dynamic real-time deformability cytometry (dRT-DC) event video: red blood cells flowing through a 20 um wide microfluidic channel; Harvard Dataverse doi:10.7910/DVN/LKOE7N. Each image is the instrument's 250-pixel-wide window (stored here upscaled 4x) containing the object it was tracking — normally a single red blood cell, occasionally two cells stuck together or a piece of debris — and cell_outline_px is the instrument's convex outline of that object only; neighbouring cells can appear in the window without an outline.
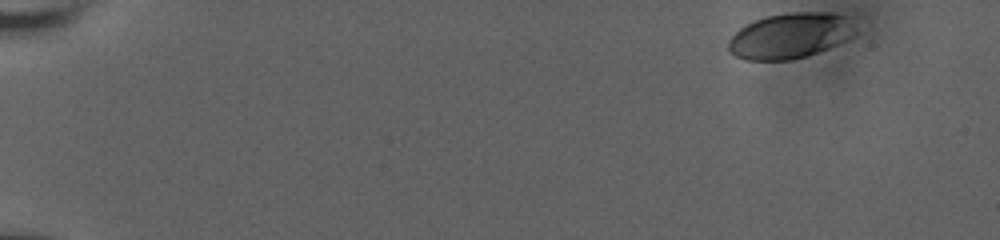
{"species": "human", "species_latin": "Homo sapiens", "temperature_condition": "room temperature", "stored_images_in_passage": 11, "camera_frame_rate_fps": 3000, "um_per_image_px": 0.085, "donor": {"sex": "male"}, "frame": {"image": 1, "passage_image": 1, "time_ms": 0.0, "image_size_px": [1000, 240], "cell_outline_px": [[856, 32], [848, 40], [828, 48], [792, 60], [744, 60], [728, 52], [728, 40], [740, 28], [756, 20], [768, 16], [788, 12], [832, 12], [844, 16]], "centroid_in_image_um": [67.12, 3.04], "position_along_channel_um": 17.9, "area_um2": 33.35}}
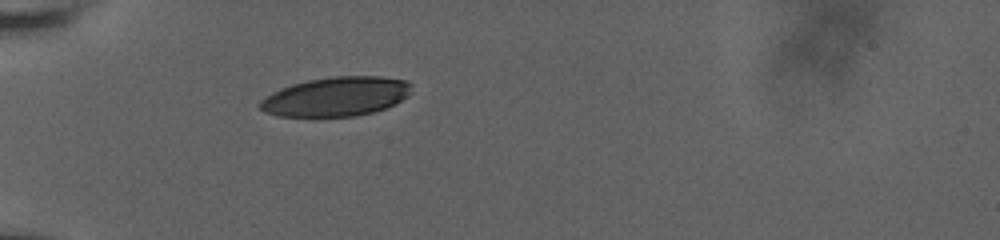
{"frame": {"image": 2, "passage_image": 7, "time_ms": 5.0, "image_size_px": [1000, 240], "cell_outline_px": [[412, 84], [408, 96], [396, 104], [372, 112], [356, 116], [276, 116], [264, 112], [260, 108], [260, 100], [272, 92], [280, 88], [292, 84], [308, 80], [328, 76], [380, 76], [404, 80]], "centroid_in_image_um": [28.56, 8.2], "position_along_channel_um": 56.4, "area_um2": 34.74}}
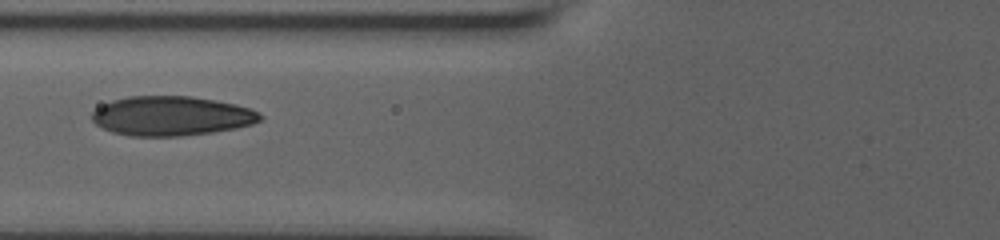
{"frame": {"image": 3, "passage_image": 10, "time_ms": 7.0, "image_size_px": [1000, 240], "cell_outline_px": [[264, 116], [260, 120], [252, 124], [212, 132], [176, 136], [128, 136], [112, 132], [96, 124], [92, 120], [92, 112], [96, 108], [112, 100], [128, 96], [192, 96], [236, 104], [260, 112]], "centroid_in_image_um": [14.55, 9.85], "position_along_channel_um": 111.2, "area_um2": 38.55}}